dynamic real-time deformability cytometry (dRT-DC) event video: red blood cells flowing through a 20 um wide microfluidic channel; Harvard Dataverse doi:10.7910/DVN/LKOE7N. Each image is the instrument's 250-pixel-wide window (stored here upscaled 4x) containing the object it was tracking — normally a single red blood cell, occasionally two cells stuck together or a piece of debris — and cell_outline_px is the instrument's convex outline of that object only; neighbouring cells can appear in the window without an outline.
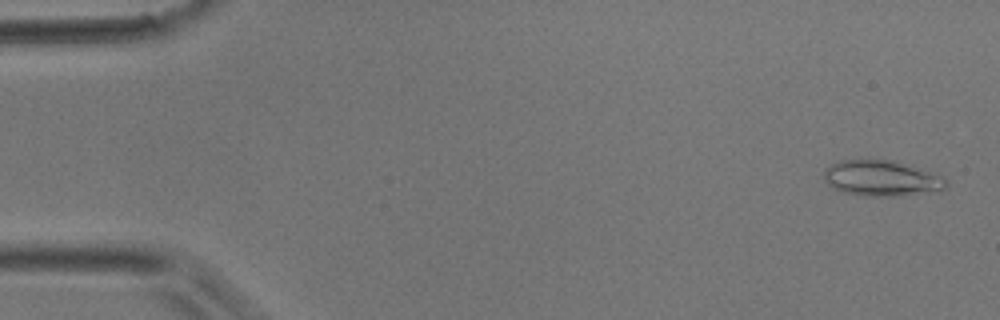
{"species": "common noctule bat (a hibernating species)", "species_latin": "Nyctalus noctula", "temperature_condition": "room temperature", "stored_images_in_passage": 4, "camera_frame_rate_fps": 3000, "um_per_image_px": 0.085, "animal": {"sex": "male", "body_mass_g": 17.9}, "frame": {"image": 1, "passage_image": 1, "time_ms": 0.0, "image_size_px": [1000, 320], "cell_outline_px": [[948, 184], [944, 188], [896, 196], [864, 196], [844, 192], [832, 188], [824, 180], [824, 172], [832, 164], [840, 160], [892, 160], [920, 168], [944, 180]], "centroid_in_image_um": [74.83, 15.15], "position_along_channel_um": 10.2, "area_um2": 24.62}}